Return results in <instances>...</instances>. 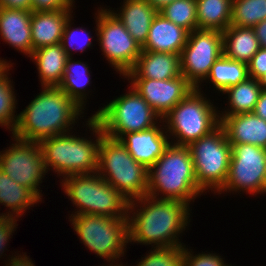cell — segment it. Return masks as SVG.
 <instances>
[{
    "mask_svg": "<svg viewBox=\"0 0 266 266\" xmlns=\"http://www.w3.org/2000/svg\"><path fill=\"white\" fill-rule=\"evenodd\" d=\"M135 200L144 205L139 212L132 213L131 219L128 216L129 242L144 245L155 243L156 248L183 246L177 236L187 226L189 204L176 200H159L149 195Z\"/></svg>",
    "mask_w": 266,
    "mask_h": 266,
    "instance_id": "cell-1",
    "label": "cell"
},
{
    "mask_svg": "<svg viewBox=\"0 0 266 266\" xmlns=\"http://www.w3.org/2000/svg\"><path fill=\"white\" fill-rule=\"evenodd\" d=\"M43 89L18 115L12 132L14 137L39 143L68 132L69 126L81 115L82 109L60 88L44 86Z\"/></svg>",
    "mask_w": 266,
    "mask_h": 266,
    "instance_id": "cell-2",
    "label": "cell"
},
{
    "mask_svg": "<svg viewBox=\"0 0 266 266\" xmlns=\"http://www.w3.org/2000/svg\"><path fill=\"white\" fill-rule=\"evenodd\" d=\"M148 193L156 198L157 191L164 195L160 199L190 202L203 190L198 186L193 160L187 146L170 143L164 153L148 169Z\"/></svg>",
    "mask_w": 266,
    "mask_h": 266,
    "instance_id": "cell-3",
    "label": "cell"
},
{
    "mask_svg": "<svg viewBox=\"0 0 266 266\" xmlns=\"http://www.w3.org/2000/svg\"><path fill=\"white\" fill-rule=\"evenodd\" d=\"M87 122L89 128L96 134V142L68 135V133L55 135L39 142L47 171L50 166L57 174H64V177L96 174L98 149L104 133L94 116L90 117Z\"/></svg>",
    "mask_w": 266,
    "mask_h": 266,
    "instance_id": "cell-4",
    "label": "cell"
},
{
    "mask_svg": "<svg viewBox=\"0 0 266 266\" xmlns=\"http://www.w3.org/2000/svg\"><path fill=\"white\" fill-rule=\"evenodd\" d=\"M97 173L129 202L148 193V169L135 161L120 140L101 137Z\"/></svg>",
    "mask_w": 266,
    "mask_h": 266,
    "instance_id": "cell-5",
    "label": "cell"
},
{
    "mask_svg": "<svg viewBox=\"0 0 266 266\" xmlns=\"http://www.w3.org/2000/svg\"><path fill=\"white\" fill-rule=\"evenodd\" d=\"M63 182L64 191L80 210L75 215L92 214L114 218H128L135 209V200L129 202L98 173L69 175Z\"/></svg>",
    "mask_w": 266,
    "mask_h": 266,
    "instance_id": "cell-6",
    "label": "cell"
},
{
    "mask_svg": "<svg viewBox=\"0 0 266 266\" xmlns=\"http://www.w3.org/2000/svg\"><path fill=\"white\" fill-rule=\"evenodd\" d=\"M199 88H194L162 120L168 125L169 133L177 137L174 145L188 146L220 125L219 115L213 104L201 96ZM179 138V139H178Z\"/></svg>",
    "mask_w": 266,
    "mask_h": 266,
    "instance_id": "cell-7",
    "label": "cell"
},
{
    "mask_svg": "<svg viewBox=\"0 0 266 266\" xmlns=\"http://www.w3.org/2000/svg\"><path fill=\"white\" fill-rule=\"evenodd\" d=\"M126 95L112 100L94 114L104 135L119 140L123 135L147 130L155 126L160 117L133 88Z\"/></svg>",
    "mask_w": 266,
    "mask_h": 266,
    "instance_id": "cell-8",
    "label": "cell"
},
{
    "mask_svg": "<svg viewBox=\"0 0 266 266\" xmlns=\"http://www.w3.org/2000/svg\"><path fill=\"white\" fill-rule=\"evenodd\" d=\"M193 160L198 186L217 192L226 182L231 159V144L224 128L219 125L210 134L187 146Z\"/></svg>",
    "mask_w": 266,
    "mask_h": 266,
    "instance_id": "cell-9",
    "label": "cell"
},
{
    "mask_svg": "<svg viewBox=\"0 0 266 266\" xmlns=\"http://www.w3.org/2000/svg\"><path fill=\"white\" fill-rule=\"evenodd\" d=\"M71 220L83 244L97 256L113 262L124 254L129 242L128 218L81 214Z\"/></svg>",
    "mask_w": 266,
    "mask_h": 266,
    "instance_id": "cell-10",
    "label": "cell"
},
{
    "mask_svg": "<svg viewBox=\"0 0 266 266\" xmlns=\"http://www.w3.org/2000/svg\"><path fill=\"white\" fill-rule=\"evenodd\" d=\"M266 192V149L252 144H231L229 172L218 191Z\"/></svg>",
    "mask_w": 266,
    "mask_h": 266,
    "instance_id": "cell-11",
    "label": "cell"
},
{
    "mask_svg": "<svg viewBox=\"0 0 266 266\" xmlns=\"http://www.w3.org/2000/svg\"><path fill=\"white\" fill-rule=\"evenodd\" d=\"M97 19L96 29L101 49L110 64L125 76L134 67L142 47L111 10L101 9Z\"/></svg>",
    "mask_w": 266,
    "mask_h": 266,
    "instance_id": "cell-12",
    "label": "cell"
},
{
    "mask_svg": "<svg viewBox=\"0 0 266 266\" xmlns=\"http://www.w3.org/2000/svg\"><path fill=\"white\" fill-rule=\"evenodd\" d=\"M223 55V35L217 30H194L180 54L181 74L194 87L206 80L215 61Z\"/></svg>",
    "mask_w": 266,
    "mask_h": 266,
    "instance_id": "cell-13",
    "label": "cell"
},
{
    "mask_svg": "<svg viewBox=\"0 0 266 266\" xmlns=\"http://www.w3.org/2000/svg\"><path fill=\"white\" fill-rule=\"evenodd\" d=\"M14 139L17 143L3 154L0 152V169L16 183L30 188L41 199L37 186L47 173L41 147L38 142Z\"/></svg>",
    "mask_w": 266,
    "mask_h": 266,
    "instance_id": "cell-14",
    "label": "cell"
},
{
    "mask_svg": "<svg viewBox=\"0 0 266 266\" xmlns=\"http://www.w3.org/2000/svg\"><path fill=\"white\" fill-rule=\"evenodd\" d=\"M129 79L132 80L131 86L161 119L194 89L183 75L167 80Z\"/></svg>",
    "mask_w": 266,
    "mask_h": 266,
    "instance_id": "cell-15",
    "label": "cell"
},
{
    "mask_svg": "<svg viewBox=\"0 0 266 266\" xmlns=\"http://www.w3.org/2000/svg\"><path fill=\"white\" fill-rule=\"evenodd\" d=\"M160 129L155 125L147 130L125 134L119 140L135 161L149 169L170 145L167 136Z\"/></svg>",
    "mask_w": 266,
    "mask_h": 266,
    "instance_id": "cell-16",
    "label": "cell"
},
{
    "mask_svg": "<svg viewBox=\"0 0 266 266\" xmlns=\"http://www.w3.org/2000/svg\"><path fill=\"white\" fill-rule=\"evenodd\" d=\"M230 144H252L266 149V120L253 112L219 116Z\"/></svg>",
    "mask_w": 266,
    "mask_h": 266,
    "instance_id": "cell-17",
    "label": "cell"
},
{
    "mask_svg": "<svg viewBox=\"0 0 266 266\" xmlns=\"http://www.w3.org/2000/svg\"><path fill=\"white\" fill-rule=\"evenodd\" d=\"M189 31L166 19L159 12L154 16L142 51L181 54Z\"/></svg>",
    "mask_w": 266,
    "mask_h": 266,
    "instance_id": "cell-18",
    "label": "cell"
},
{
    "mask_svg": "<svg viewBox=\"0 0 266 266\" xmlns=\"http://www.w3.org/2000/svg\"><path fill=\"white\" fill-rule=\"evenodd\" d=\"M180 75L182 74L179 54L142 51L125 78L167 80Z\"/></svg>",
    "mask_w": 266,
    "mask_h": 266,
    "instance_id": "cell-19",
    "label": "cell"
},
{
    "mask_svg": "<svg viewBox=\"0 0 266 266\" xmlns=\"http://www.w3.org/2000/svg\"><path fill=\"white\" fill-rule=\"evenodd\" d=\"M32 11L0 7V35L12 47L30 57L33 53L31 37Z\"/></svg>",
    "mask_w": 266,
    "mask_h": 266,
    "instance_id": "cell-20",
    "label": "cell"
},
{
    "mask_svg": "<svg viewBox=\"0 0 266 266\" xmlns=\"http://www.w3.org/2000/svg\"><path fill=\"white\" fill-rule=\"evenodd\" d=\"M70 13L69 10L32 11L30 26L33 51L61 42L64 25L71 17Z\"/></svg>",
    "mask_w": 266,
    "mask_h": 266,
    "instance_id": "cell-21",
    "label": "cell"
},
{
    "mask_svg": "<svg viewBox=\"0 0 266 266\" xmlns=\"http://www.w3.org/2000/svg\"><path fill=\"white\" fill-rule=\"evenodd\" d=\"M121 13L112 12L133 39L142 47L147 39L151 22L158 11L146 0H124Z\"/></svg>",
    "mask_w": 266,
    "mask_h": 266,
    "instance_id": "cell-22",
    "label": "cell"
},
{
    "mask_svg": "<svg viewBox=\"0 0 266 266\" xmlns=\"http://www.w3.org/2000/svg\"><path fill=\"white\" fill-rule=\"evenodd\" d=\"M222 35L223 54L231 60L248 65L260 49L253 28L229 25Z\"/></svg>",
    "mask_w": 266,
    "mask_h": 266,
    "instance_id": "cell-23",
    "label": "cell"
},
{
    "mask_svg": "<svg viewBox=\"0 0 266 266\" xmlns=\"http://www.w3.org/2000/svg\"><path fill=\"white\" fill-rule=\"evenodd\" d=\"M30 58L34 59L38 66L43 87H57L60 84L68 58L60 43L36 49Z\"/></svg>",
    "mask_w": 266,
    "mask_h": 266,
    "instance_id": "cell-24",
    "label": "cell"
},
{
    "mask_svg": "<svg viewBox=\"0 0 266 266\" xmlns=\"http://www.w3.org/2000/svg\"><path fill=\"white\" fill-rule=\"evenodd\" d=\"M233 0H196L198 29L223 32L231 24Z\"/></svg>",
    "mask_w": 266,
    "mask_h": 266,
    "instance_id": "cell-25",
    "label": "cell"
},
{
    "mask_svg": "<svg viewBox=\"0 0 266 266\" xmlns=\"http://www.w3.org/2000/svg\"><path fill=\"white\" fill-rule=\"evenodd\" d=\"M40 198L28 187L16 183L0 169V203L16 212V216L38 202Z\"/></svg>",
    "mask_w": 266,
    "mask_h": 266,
    "instance_id": "cell-26",
    "label": "cell"
},
{
    "mask_svg": "<svg viewBox=\"0 0 266 266\" xmlns=\"http://www.w3.org/2000/svg\"><path fill=\"white\" fill-rule=\"evenodd\" d=\"M248 77V65L231 60L224 54L215 61L207 76L220 92L245 81Z\"/></svg>",
    "mask_w": 266,
    "mask_h": 266,
    "instance_id": "cell-27",
    "label": "cell"
},
{
    "mask_svg": "<svg viewBox=\"0 0 266 266\" xmlns=\"http://www.w3.org/2000/svg\"><path fill=\"white\" fill-rule=\"evenodd\" d=\"M71 59V57L67 58L62 80L57 87L65 92L71 100L84 110L82 106L85 105L83 99L86 94L83 92L85 90L82 89L89 84V69L84 63L80 61L74 62L71 61Z\"/></svg>",
    "mask_w": 266,
    "mask_h": 266,
    "instance_id": "cell-28",
    "label": "cell"
},
{
    "mask_svg": "<svg viewBox=\"0 0 266 266\" xmlns=\"http://www.w3.org/2000/svg\"><path fill=\"white\" fill-rule=\"evenodd\" d=\"M262 89L259 80L251 77H248L245 81L237 85L225 89L222 93H228L231 111L225 112V115H222L229 116L253 112Z\"/></svg>",
    "mask_w": 266,
    "mask_h": 266,
    "instance_id": "cell-29",
    "label": "cell"
},
{
    "mask_svg": "<svg viewBox=\"0 0 266 266\" xmlns=\"http://www.w3.org/2000/svg\"><path fill=\"white\" fill-rule=\"evenodd\" d=\"M266 19V0H233L231 24L253 28Z\"/></svg>",
    "mask_w": 266,
    "mask_h": 266,
    "instance_id": "cell-30",
    "label": "cell"
},
{
    "mask_svg": "<svg viewBox=\"0 0 266 266\" xmlns=\"http://www.w3.org/2000/svg\"><path fill=\"white\" fill-rule=\"evenodd\" d=\"M159 13L189 32L198 29L196 0H176L162 8Z\"/></svg>",
    "mask_w": 266,
    "mask_h": 266,
    "instance_id": "cell-31",
    "label": "cell"
},
{
    "mask_svg": "<svg viewBox=\"0 0 266 266\" xmlns=\"http://www.w3.org/2000/svg\"><path fill=\"white\" fill-rule=\"evenodd\" d=\"M7 76L6 72V74L0 77V125L7 126V128L11 127L10 131H14L18 115H14V109L16 108L15 95H13L11 80Z\"/></svg>",
    "mask_w": 266,
    "mask_h": 266,
    "instance_id": "cell-32",
    "label": "cell"
},
{
    "mask_svg": "<svg viewBox=\"0 0 266 266\" xmlns=\"http://www.w3.org/2000/svg\"><path fill=\"white\" fill-rule=\"evenodd\" d=\"M137 266H183L184 247H157Z\"/></svg>",
    "mask_w": 266,
    "mask_h": 266,
    "instance_id": "cell-33",
    "label": "cell"
},
{
    "mask_svg": "<svg viewBox=\"0 0 266 266\" xmlns=\"http://www.w3.org/2000/svg\"><path fill=\"white\" fill-rule=\"evenodd\" d=\"M71 20H70V18H68V20L66 21V23H65V25H64V29H63V35H62V38H61V42H60V44L62 45V47H63V49L66 51V54H67V56L68 57H71V54H70V49H69V47H68V45L70 46L71 45V47H73L74 45L76 46V44L77 43H79L78 42V40L80 39L81 41H82V39L80 38V36L77 34V32H78V29L79 28H76V29H73V31H71L70 30V27H71V25H70V22ZM70 25V26H69ZM76 30V31H75ZM79 30H81L85 35H86V33H87V35L88 36H86V37H88L87 38V41H85V42H83V45H81V46H79L80 47V51L82 50L83 51V49L84 48H86V47H90L91 46V37H90V35H89V33L90 32H86L84 29L82 30V28H80ZM76 32V33H75ZM81 32V33H82ZM79 40V41H80ZM77 42V43H76ZM69 43V44H68ZM75 43V44H74ZM81 43V42H80ZM78 45V44H77ZM80 45V44H79ZM78 47V46H77ZM74 48V47H73Z\"/></svg>",
    "mask_w": 266,
    "mask_h": 266,
    "instance_id": "cell-34",
    "label": "cell"
},
{
    "mask_svg": "<svg viewBox=\"0 0 266 266\" xmlns=\"http://www.w3.org/2000/svg\"><path fill=\"white\" fill-rule=\"evenodd\" d=\"M183 266H229L224 264L222 258L215 254H198L193 255L184 248Z\"/></svg>",
    "mask_w": 266,
    "mask_h": 266,
    "instance_id": "cell-35",
    "label": "cell"
},
{
    "mask_svg": "<svg viewBox=\"0 0 266 266\" xmlns=\"http://www.w3.org/2000/svg\"><path fill=\"white\" fill-rule=\"evenodd\" d=\"M74 0H31L32 11L45 12L57 10H72Z\"/></svg>",
    "mask_w": 266,
    "mask_h": 266,
    "instance_id": "cell-36",
    "label": "cell"
},
{
    "mask_svg": "<svg viewBox=\"0 0 266 266\" xmlns=\"http://www.w3.org/2000/svg\"><path fill=\"white\" fill-rule=\"evenodd\" d=\"M266 73V49L260 48L248 64L249 77L259 80Z\"/></svg>",
    "mask_w": 266,
    "mask_h": 266,
    "instance_id": "cell-37",
    "label": "cell"
},
{
    "mask_svg": "<svg viewBox=\"0 0 266 266\" xmlns=\"http://www.w3.org/2000/svg\"><path fill=\"white\" fill-rule=\"evenodd\" d=\"M17 220L7 215L0 219V252L2 254V250L5 248L4 245L8 242L10 235H12V232L14 231V228L16 226Z\"/></svg>",
    "mask_w": 266,
    "mask_h": 266,
    "instance_id": "cell-38",
    "label": "cell"
},
{
    "mask_svg": "<svg viewBox=\"0 0 266 266\" xmlns=\"http://www.w3.org/2000/svg\"><path fill=\"white\" fill-rule=\"evenodd\" d=\"M0 7L7 9L32 11L31 0H0Z\"/></svg>",
    "mask_w": 266,
    "mask_h": 266,
    "instance_id": "cell-39",
    "label": "cell"
},
{
    "mask_svg": "<svg viewBox=\"0 0 266 266\" xmlns=\"http://www.w3.org/2000/svg\"><path fill=\"white\" fill-rule=\"evenodd\" d=\"M253 113L256 114L261 119L266 120V90L262 89L259 99L255 104Z\"/></svg>",
    "mask_w": 266,
    "mask_h": 266,
    "instance_id": "cell-40",
    "label": "cell"
},
{
    "mask_svg": "<svg viewBox=\"0 0 266 266\" xmlns=\"http://www.w3.org/2000/svg\"><path fill=\"white\" fill-rule=\"evenodd\" d=\"M253 30L259 40L260 48L266 49V19L256 24Z\"/></svg>",
    "mask_w": 266,
    "mask_h": 266,
    "instance_id": "cell-41",
    "label": "cell"
},
{
    "mask_svg": "<svg viewBox=\"0 0 266 266\" xmlns=\"http://www.w3.org/2000/svg\"><path fill=\"white\" fill-rule=\"evenodd\" d=\"M26 255H19L16 256L14 258L11 257V264H6L7 266H34V264L32 263V261L29 259Z\"/></svg>",
    "mask_w": 266,
    "mask_h": 266,
    "instance_id": "cell-42",
    "label": "cell"
},
{
    "mask_svg": "<svg viewBox=\"0 0 266 266\" xmlns=\"http://www.w3.org/2000/svg\"><path fill=\"white\" fill-rule=\"evenodd\" d=\"M146 1L150 3L159 12L166 5L176 0H146Z\"/></svg>",
    "mask_w": 266,
    "mask_h": 266,
    "instance_id": "cell-43",
    "label": "cell"
},
{
    "mask_svg": "<svg viewBox=\"0 0 266 266\" xmlns=\"http://www.w3.org/2000/svg\"><path fill=\"white\" fill-rule=\"evenodd\" d=\"M9 67H11L9 66V63L5 62L4 60H0V77L9 70Z\"/></svg>",
    "mask_w": 266,
    "mask_h": 266,
    "instance_id": "cell-44",
    "label": "cell"
},
{
    "mask_svg": "<svg viewBox=\"0 0 266 266\" xmlns=\"http://www.w3.org/2000/svg\"><path fill=\"white\" fill-rule=\"evenodd\" d=\"M259 83L266 90V73L259 79Z\"/></svg>",
    "mask_w": 266,
    "mask_h": 266,
    "instance_id": "cell-45",
    "label": "cell"
},
{
    "mask_svg": "<svg viewBox=\"0 0 266 266\" xmlns=\"http://www.w3.org/2000/svg\"><path fill=\"white\" fill-rule=\"evenodd\" d=\"M6 215H9V216L13 217V213L12 214H9L8 213V214H5V215L4 214L0 215V219H2L3 217H5Z\"/></svg>",
    "mask_w": 266,
    "mask_h": 266,
    "instance_id": "cell-46",
    "label": "cell"
},
{
    "mask_svg": "<svg viewBox=\"0 0 266 266\" xmlns=\"http://www.w3.org/2000/svg\"><path fill=\"white\" fill-rule=\"evenodd\" d=\"M110 266H123L122 264H117V265H113V264H110Z\"/></svg>",
    "mask_w": 266,
    "mask_h": 266,
    "instance_id": "cell-47",
    "label": "cell"
}]
</instances>
